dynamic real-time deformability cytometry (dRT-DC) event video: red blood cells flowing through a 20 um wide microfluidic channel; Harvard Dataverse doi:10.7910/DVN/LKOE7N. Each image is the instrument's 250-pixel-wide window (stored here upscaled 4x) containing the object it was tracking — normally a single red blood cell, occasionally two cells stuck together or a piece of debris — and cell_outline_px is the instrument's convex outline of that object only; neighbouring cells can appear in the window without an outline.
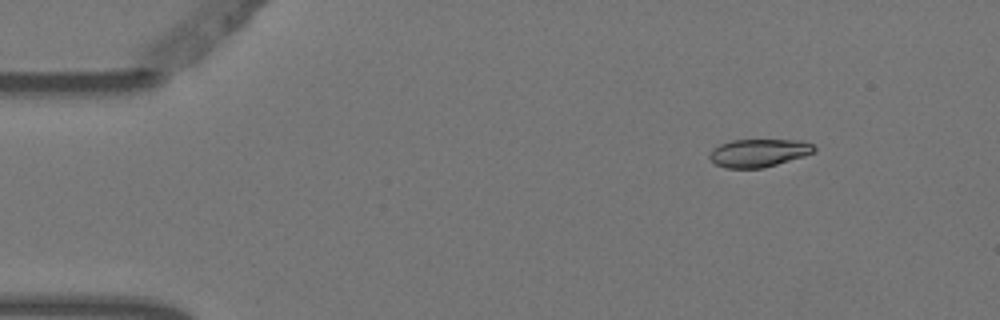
{"species": "Egyptian fruit bat (a non-hibernating species)", "species_latin": "Rousettus aegyptiacus", "temperature_condition": "warm", "stored_images_in_passage": 4, "camera_frame_rate_fps": 3000, "um_per_image_px": 0.085, "animal": {"sex": "female"}, "frame": {"image": 1, "passage_image": 2, "time_ms": 0.333, "image_size_px": [1000, 320], "cell_outline_px": [[816, 152], [804, 156], [764, 168], [724, 168], [716, 164], [708, 156], [712, 148], [720, 144], [732, 140], [804, 140], [812, 144], [816, 148]], "centroid_in_image_um": [64.5, 12.99], "position_along_channel_um": 20.5, "area_um2": 17.17}}